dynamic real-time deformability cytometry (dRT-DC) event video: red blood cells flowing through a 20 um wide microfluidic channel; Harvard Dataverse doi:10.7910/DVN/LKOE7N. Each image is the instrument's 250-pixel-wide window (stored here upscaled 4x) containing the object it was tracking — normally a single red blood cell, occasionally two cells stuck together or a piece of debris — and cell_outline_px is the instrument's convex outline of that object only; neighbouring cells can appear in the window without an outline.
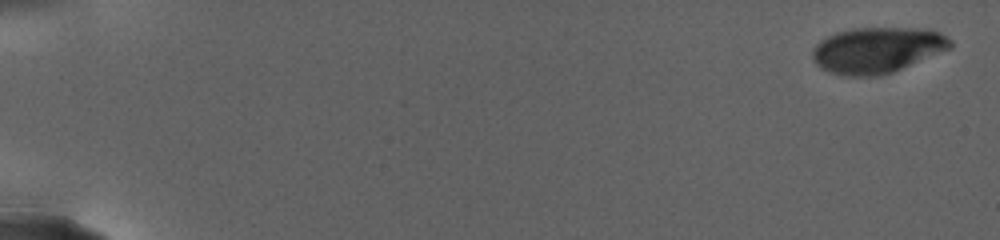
{"species": "human", "species_latin": "Homo sapiens", "temperature_condition": "warm", "stored_images_in_passage": 14, "camera_frame_rate_fps": 3000, "um_per_image_px": 0.085, "donor": {"sex": "female"}, "frame": {"image": 1, "passage_image": 1, "time_ms": 0.0, "image_size_px": [1000, 240], "cell_outline_px": [[952, 48], [892, 72], [880, 76], [848, 76], [832, 72], [820, 68], [816, 64], [812, 56], [812, 48], [820, 40], [836, 32], [852, 28], [928, 28], [940, 32], [952, 40]], "centroid_in_image_um": [74.57, 4.24], "position_along_channel_um": 10.4, "area_um2": 36.99}}
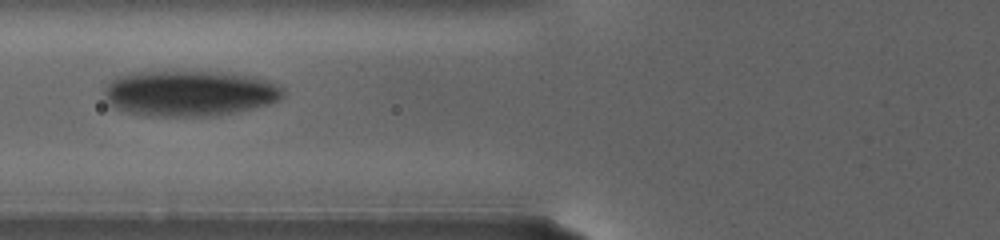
{"frame": {"image": 2, "passage_image": 12, "time_ms": 11.333, "image_size_px": [1000, 240], "cell_outline_px": [[284, 96], [280, 100], [268, 104], [236, 112], [212, 116], [144, 116], [124, 112], [108, 104], [104, 96], [104, 88], [116, 76], [132, 72], [168, 68], [236, 72], [256, 76], [284, 88]], "centroid_in_image_um": [16.08, 7.87], "position_along_channel_um": 109.7, "area_um2": 49.71}}
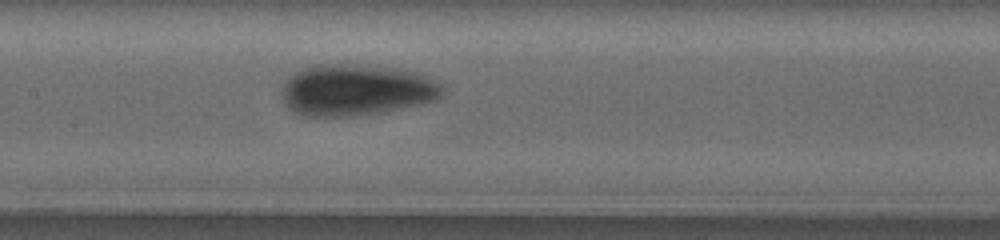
{"frame": {"image": 3, "passage_image": 14, "time_ms": 14.0, "image_size_px": [1000, 240], "cell_outline_px": [[444, 92], [436, 100], [420, 104], [380, 112], [356, 116], [304, 116], [292, 112], [284, 104], [280, 92], [280, 88], [288, 76], [292, 72], [312, 64], [356, 64], [400, 68], [420, 72], [444, 84]], "centroid_in_image_um": [30.25, 7.63], "position_along_channel_um": 177.2, "area_um2": 49.19}}